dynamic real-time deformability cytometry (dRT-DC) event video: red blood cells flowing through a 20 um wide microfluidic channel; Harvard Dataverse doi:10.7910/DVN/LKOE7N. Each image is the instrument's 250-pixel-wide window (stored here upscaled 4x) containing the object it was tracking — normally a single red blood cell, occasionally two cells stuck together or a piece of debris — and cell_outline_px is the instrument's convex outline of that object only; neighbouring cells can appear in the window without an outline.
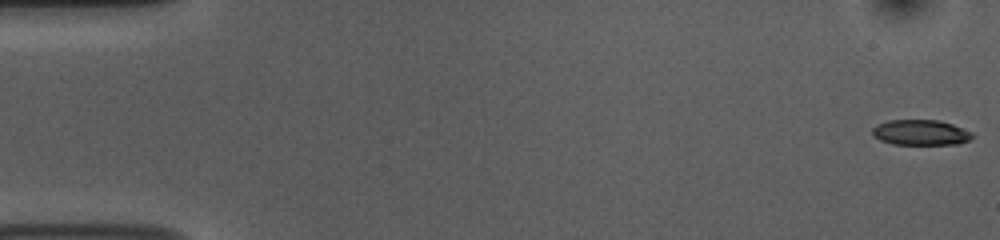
{"species": "common noctule bat (a hibernating species)", "species_latin": "Nyctalus noctula", "temperature_condition": "room temperature", "stored_images_in_passage": 10, "camera_frame_rate_fps": 3000, "um_per_image_px": 0.085, "animal": {"sex": "female", "body_mass_g": 10.0, "forearm_length_mm": 53.1}, "frame": {"image": 1, "passage_image": 1, "time_ms": 0.0, "image_size_px": [1000, 240], "cell_outline_px": [[972, 136], [968, 140], [960, 144], [892, 144], [880, 140], [872, 136], [872, 128], [876, 124], [888, 120], [940, 120], [952, 124], [972, 132]], "centroid_in_image_um": [78.21, 11.26], "position_along_channel_um": 6.8, "area_um2": 14.85}}